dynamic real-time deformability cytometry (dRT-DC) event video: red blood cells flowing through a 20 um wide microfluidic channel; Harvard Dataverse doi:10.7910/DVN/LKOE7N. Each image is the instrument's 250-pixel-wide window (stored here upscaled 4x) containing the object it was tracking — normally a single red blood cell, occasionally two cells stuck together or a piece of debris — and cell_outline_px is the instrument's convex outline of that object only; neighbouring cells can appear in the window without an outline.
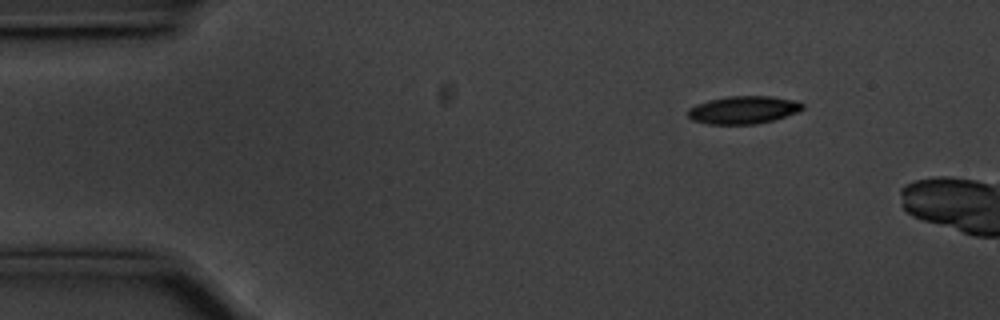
{"species": "common noctule bat (a hibernating species)", "species_latin": "Nyctalus noctula", "temperature_condition": "cold", "stored_images_in_passage": 8, "camera_frame_rate_fps": 3000, "um_per_image_px": 0.085, "animal": {"sex": "male", "body_mass_g": 20.1, "forearm_length_mm": 53.5}, "frame": {"image": 1, "passage_image": 1, "time_ms": 0.0, "image_size_px": [1000, 320], "cell_outline_px": [[804, 108], [796, 112], [772, 120], [756, 124], [708, 124], [692, 120], [688, 116], [688, 108], [696, 104], [708, 100], [728, 96], [772, 96], [792, 100], [804, 104]], "centroid_in_image_um": [63.14, 9.34], "position_along_channel_um": 21.9, "area_um2": 18.44}}